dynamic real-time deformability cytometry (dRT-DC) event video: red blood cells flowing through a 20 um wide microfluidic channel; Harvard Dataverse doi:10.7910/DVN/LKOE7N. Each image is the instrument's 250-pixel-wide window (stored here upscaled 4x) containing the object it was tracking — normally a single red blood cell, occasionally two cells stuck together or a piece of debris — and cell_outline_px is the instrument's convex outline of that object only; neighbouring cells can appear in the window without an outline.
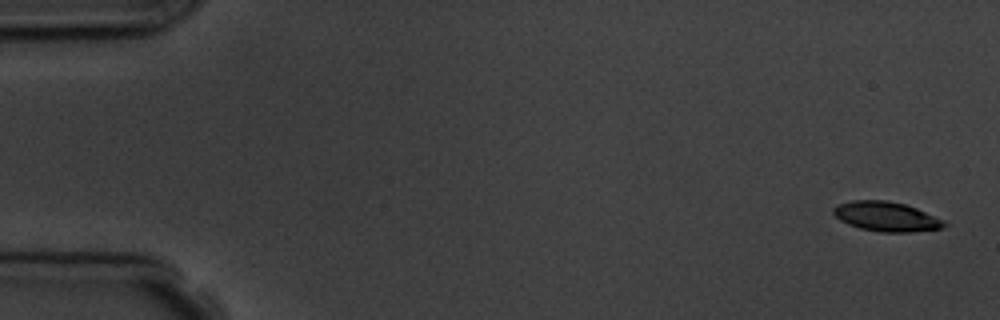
{"species": "common noctule bat (a hibernating species)", "species_latin": "Nyctalus noctula", "temperature_condition": "room temperature", "stored_images_in_passage": 5, "camera_frame_rate_fps": 3000, "um_per_image_px": 0.085, "animal": {"sex": "male", "body_mass_g": 19.5, "forearm_length_mm": 54.6}, "frame": {"image": 1, "passage_image": 1, "time_ms": 0.0, "image_size_px": [1000, 320], "cell_outline_px": [[948, 224], [944, 228], [912, 232], [880, 232], [860, 228], [848, 224], [840, 220], [832, 212], [832, 208], [836, 204], [852, 200], [888, 200], [904, 204], [916, 208], [944, 220]], "centroid_in_image_um": [75.33, 18.4], "position_along_channel_um": 9.7, "area_um2": 19.25}}
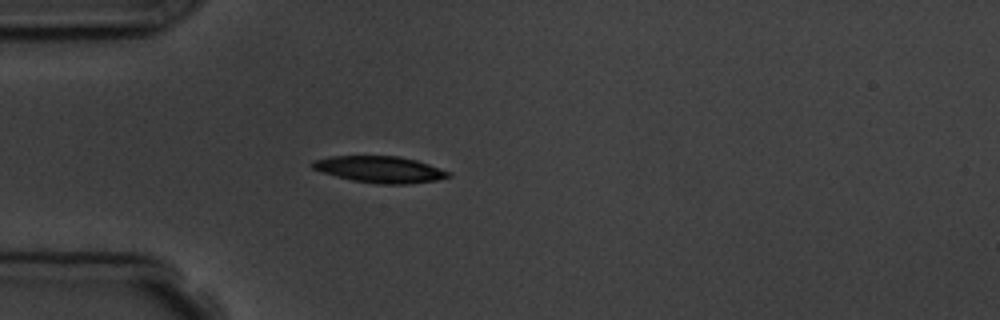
{"frame": {"image": 2, "passage_image": 5, "time_ms": 4.667, "image_size_px": [1000, 320], "cell_outline_px": [[452, 176], [436, 180], [408, 184], [380, 184], [352, 180], [336, 176], [312, 168], [312, 160], [332, 156], [400, 156], [416, 160], [452, 172]], "centroid_in_image_um": [32.32, 14.4], "position_along_channel_um": 52.7, "area_um2": 20.92}}